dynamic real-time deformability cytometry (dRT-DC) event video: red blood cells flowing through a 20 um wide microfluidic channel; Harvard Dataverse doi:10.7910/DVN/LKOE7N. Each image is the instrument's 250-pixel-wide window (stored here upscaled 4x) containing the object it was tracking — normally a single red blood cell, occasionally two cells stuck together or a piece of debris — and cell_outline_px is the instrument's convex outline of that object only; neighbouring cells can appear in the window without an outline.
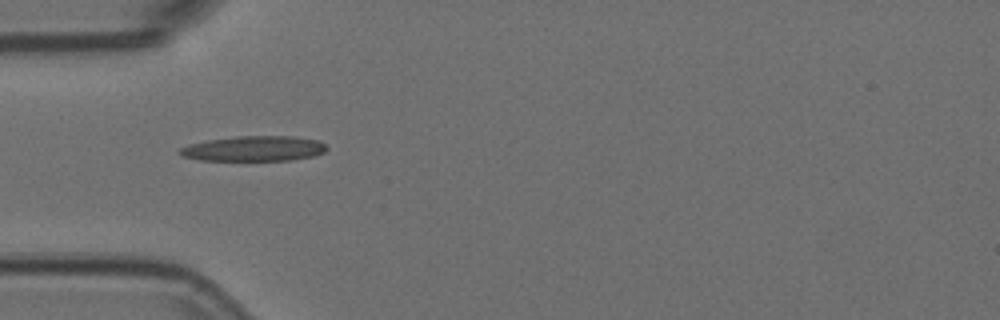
{"species": "Egyptian fruit bat (a non-hibernating species)", "species_latin": "Rousettus aegyptiacus", "temperature_condition": "room temperature", "stored_images_in_passage": 38, "camera_frame_rate_fps": 3000, "um_per_image_px": 0.085, "animal": {"sex": "female"}, "frame": {"image": 1, "passage_image": 1, "time_ms": 0.0, "image_size_px": [1000, 320], "cell_outline_px": [[328, 148], [324, 152], [312, 156], [292, 160], [200, 160], [180, 156], [176, 152], [180, 148], [188, 144], [208, 140], [236, 136], [292, 136], [320, 140]], "centroid_in_image_um": [21.55, 12.63], "position_along_channel_um": 63.4, "area_um2": 21.68}}
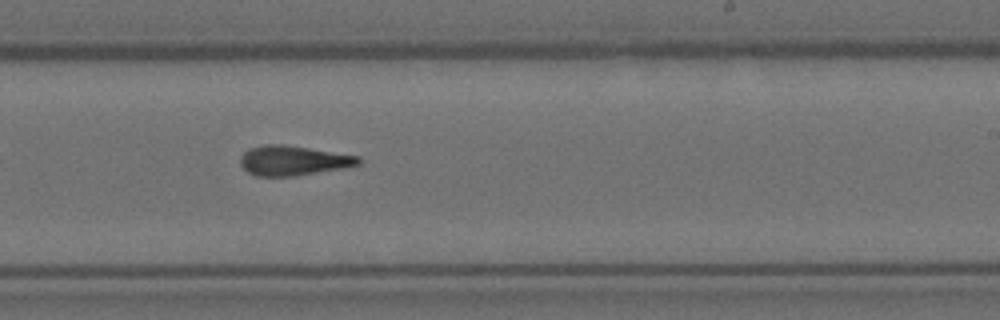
{"frame": {"image": 2, "passage_image": 17, "time_ms": 5.333, "image_size_px": [1000, 320], "cell_outline_px": [[360, 164], [344, 168], [292, 176], [256, 176], [248, 172], [240, 164], [240, 156], [248, 148], [264, 144], [284, 144], [360, 156]], "centroid_in_image_um": [24.89, 13.64], "position_along_channel_um": 264.1, "area_um2": 20.52}}
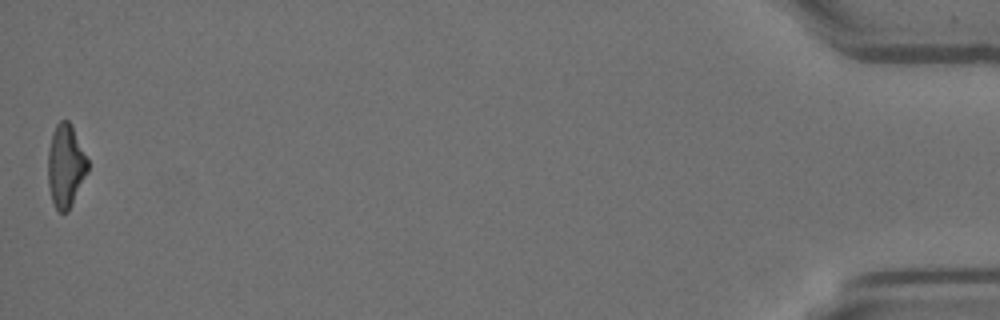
{"frame": {"image": 3, "passage_image": 38, "time_ms": 12.333, "image_size_px": [1000, 320], "cell_outline_px": [[88, 172], [68, 212], [60, 212], [56, 208], [52, 200], [48, 184], [48, 152], [52, 132], [56, 124], [60, 120], [68, 120], [72, 124], [88, 160]], "centroid_in_image_um": [5.58, 14.08], "position_along_channel_um": 429.6, "area_um2": 19.31}, "authors_computed_cell_mechanics": {"area_um2": 20.0855, "velocity_mm_per_s": 3.7692, "shape_relaxation_time_tau1_ms": null, "shape_relaxation_time_tau2_ms": 5.2994, "deformation_change_tau1": null, "deformation_change_tau2": 0.1927}}